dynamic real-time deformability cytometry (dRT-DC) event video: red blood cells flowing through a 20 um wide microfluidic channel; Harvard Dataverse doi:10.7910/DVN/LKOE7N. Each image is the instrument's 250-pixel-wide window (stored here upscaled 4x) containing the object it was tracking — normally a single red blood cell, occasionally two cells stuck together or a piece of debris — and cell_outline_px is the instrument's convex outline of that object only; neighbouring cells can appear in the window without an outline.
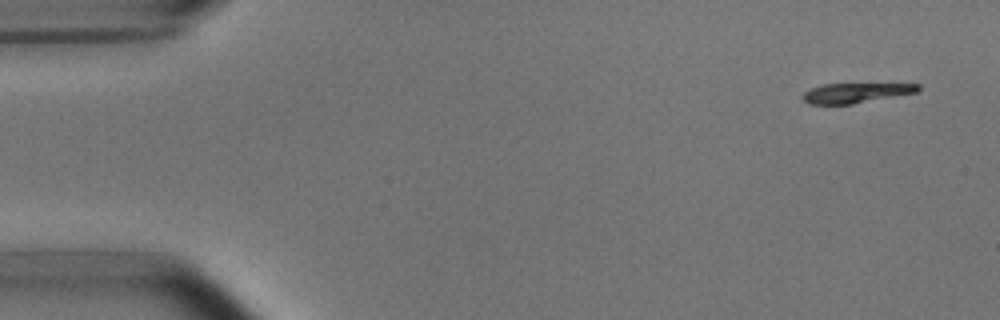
{"species": "common noctule bat (a hibernating species)", "species_latin": "Nyctalus noctula", "temperature_condition": "room temperature", "stored_images_in_passage": 4, "camera_frame_rate_fps": 3000, "um_per_image_px": 0.085, "animal": {"sex": "male", "body_mass_g": 15.6}, "frame": {"image": 1, "passage_image": 1, "time_ms": 0.0, "image_size_px": [1000, 320], "cell_outline_px": [[920, 88], [916, 92], [852, 104], [808, 104], [800, 96], [804, 92], [812, 88], [824, 84], [920, 84]], "centroid_in_image_um": [72.69, 7.9], "position_along_channel_um": 12.3, "area_um2": 13.12}}